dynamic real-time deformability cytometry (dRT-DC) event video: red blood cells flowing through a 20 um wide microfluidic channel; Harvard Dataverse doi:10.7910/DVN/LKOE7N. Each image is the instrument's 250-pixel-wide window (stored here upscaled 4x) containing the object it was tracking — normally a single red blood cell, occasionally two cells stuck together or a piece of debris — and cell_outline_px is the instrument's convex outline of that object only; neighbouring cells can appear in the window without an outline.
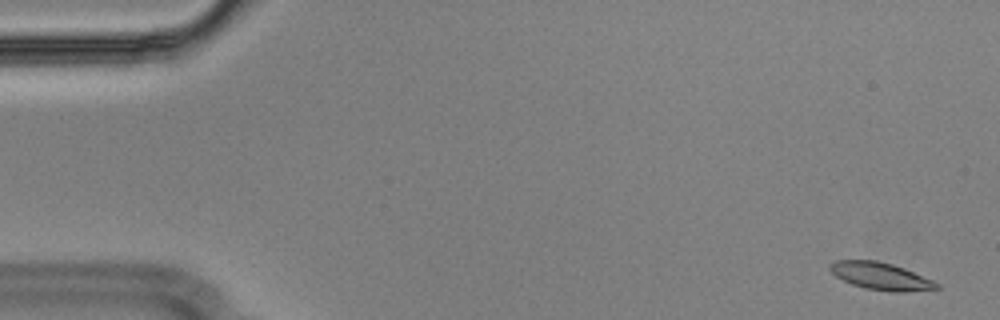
{"species": "Egyptian fruit bat (a non-hibernating species)", "species_latin": "Rousettus aegyptiacus", "temperature_condition": "cold", "stored_images_in_passage": 56, "segment_of_instrument_passage": [1, 2], "camera_frame_rate_fps": 3000, "um_per_image_px": 0.085, "animal": {"sex": "male"}, "frame": {"image": 1, "passage_image": 2, "time_ms": 0.333, "image_size_px": [1000, 320], "cell_outline_px": [[940, 288], [908, 292], [888, 292], [864, 288], [852, 284], [836, 276], [828, 268], [828, 264], [836, 260], [876, 260], [892, 264], [904, 268], [932, 280], [940, 284]], "centroid_in_image_um": [74.86, 23.48], "position_along_channel_um": 10.1, "area_um2": 17.05}}
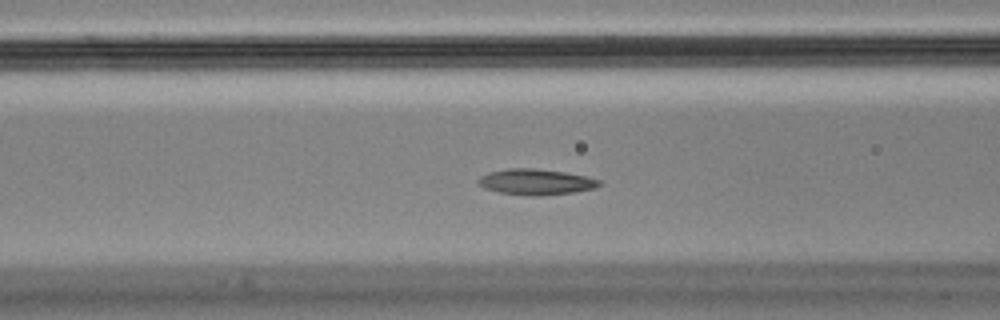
{"frame": {"image": 2, "passage_image": 22, "time_ms": 7.0, "image_size_px": [1000, 320], "cell_outline_px": [[604, 184], [596, 188], [572, 192], [540, 196], [532, 196], [496, 192], [484, 188], [476, 184], [476, 180], [480, 176], [488, 172], [508, 168], [536, 168], [564, 172], [584, 176], [600, 180]], "centroid_in_image_um": [45.51, 15.46], "position_along_channel_um": 121.1, "area_um2": 18.44}}
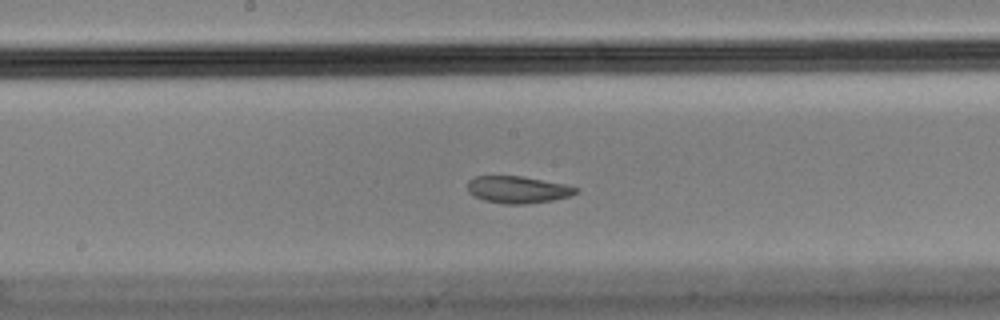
{"frame": {"image": 3, "passage_image": 29, "time_ms": 9.333, "image_size_px": [1000, 320], "cell_outline_px": [[580, 192], [568, 196], [552, 200], [524, 204], [508, 204], [484, 200], [468, 192], [468, 180], [476, 176], [524, 176], [564, 184], [580, 188]], "centroid_in_image_um": [44.04, 16.11], "position_along_channel_um": 204.2, "area_um2": 16.99}}